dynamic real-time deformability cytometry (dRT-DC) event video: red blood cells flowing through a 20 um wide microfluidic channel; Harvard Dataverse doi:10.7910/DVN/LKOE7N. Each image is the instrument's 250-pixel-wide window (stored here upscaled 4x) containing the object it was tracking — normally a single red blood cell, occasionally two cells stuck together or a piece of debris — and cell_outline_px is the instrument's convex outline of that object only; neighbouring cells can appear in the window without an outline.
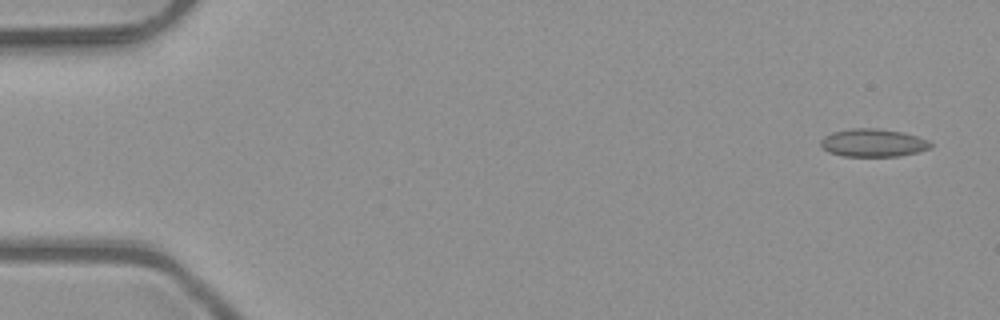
{"species": "common noctule bat (a hibernating species)", "species_latin": "Nyctalus noctula", "temperature_condition": "room temperature", "stored_images_in_passage": 4, "camera_frame_rate_fps": 3000, "um_per_image_px": 0.085, "animal": {"sex": "male", "body_mass_g": 23.1, "forearm_length_mm": 52.7}, "frame": {"image": 1, "passage_image": 1, "time_ms": 0.0, "image_size_px": [1000, 320], "cell_outline_px": [[932, 148], [900, 156], [844, 156], [828, 152], [820, 144], [820, 140], [824, 136], [832, 132], [848, 128], [876, 128], [904, 132], [928, 140], [932, 144]], "centroid_in_image_um": [74.2, 12.13], "position_along_channel_um": 10.8, "area_um2": 17.98}}
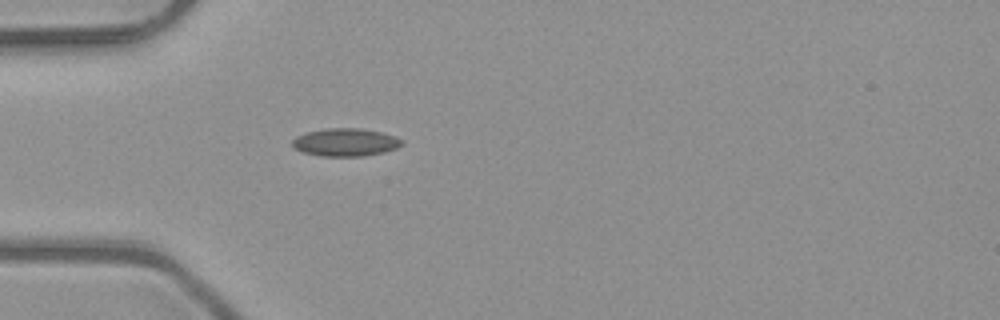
{"frame": {"image": 2, "passage_image": 4, "time_ms": 1.0, "image_size_px": [1000, 320], "cell_outline_px": [[404, 144], [396, 148], [384, 152], [360, 156], [320, 156], [304, 152], [292, 148], [292, 140], [296, 136], [308, 132], [328, 128], [360, 128], [380, 132], [396, 136], [404, 140]], "centroid_in_image_um": [29.37, 12.09], "position_along_channel_um": 55.6, "area_um2": 17.8}}